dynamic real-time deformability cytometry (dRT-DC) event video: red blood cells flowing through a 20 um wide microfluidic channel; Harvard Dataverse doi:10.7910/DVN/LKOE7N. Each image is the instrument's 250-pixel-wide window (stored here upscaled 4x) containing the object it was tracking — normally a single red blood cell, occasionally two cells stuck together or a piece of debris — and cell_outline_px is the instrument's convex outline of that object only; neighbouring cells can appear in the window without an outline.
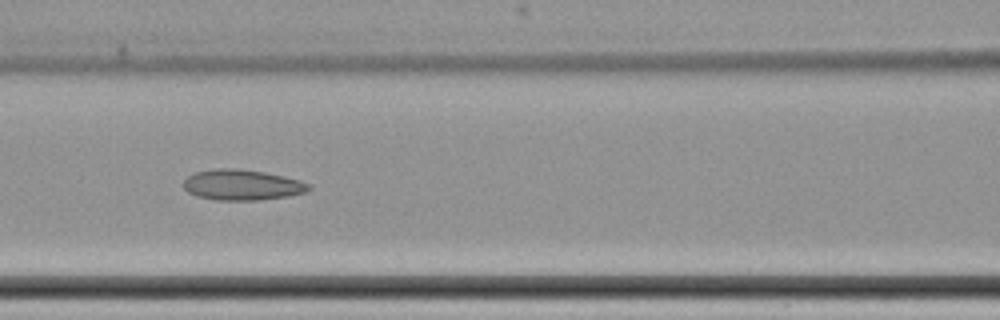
{"species": "common noctule bat (a hibernating species)", "species_latin": "Nyctalus noctula", "temperature_condition": "cold", "stored_images_in_passage": 9, "camera_frame_rate_fps": 3000, "um_per_image_px": 0.085, "animal": {"sex": "female", "body_mass_g": 22.7, "forearm_length_mm": 54.2}, "frame": {"image": 1, "passage_image": 8, "time_ms": 9.333, "image_size_px": [1000, 320], "cell_outline_px": [[312, 188], [308, 192], [288, 196], [260, 200], [216, 200], [196, 196], [188, 192], [184, 188], [184, 180], [188, 176], [196, 172], [212, 168], [240, 168], [264, 172], [284, 176], [300, 180], [312, 184]], "centroid_in_image_um": [20.61, 15.71], "position_along_channel_um": 146.0, "area_um2": 22.66}}
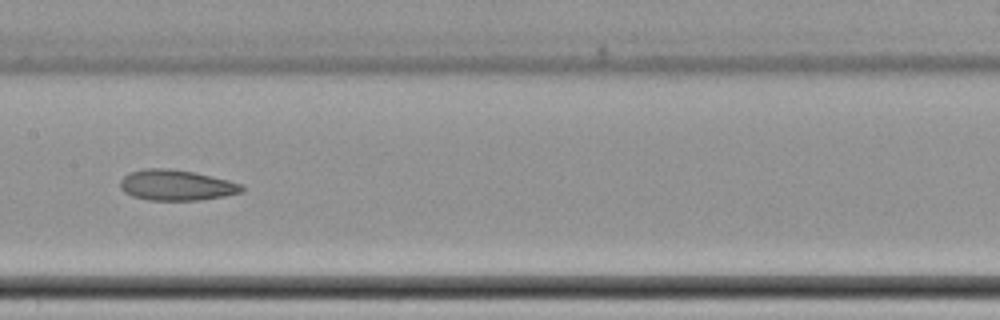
{"frame": {"image": 2, "passage_image": 9, "time_ms": 10.667, "image_size_px": [1000, 320], "cell_outline_px": [[244, 192], [224, 196], [200, 200], [148, 200], [132, 196], [124, 192], [120, 188], [120, 180], [128, 172], [144, 168], [168, 168], [192, 172], [228, 180], [240, 184], [244, 188]], "centroid_in_image_um": [14.95, 15.74], "position_along_channel_um": 192.4, "area_um2": 21.73}}